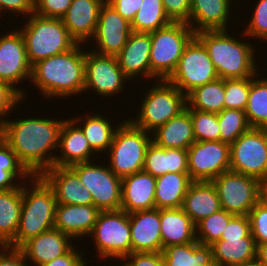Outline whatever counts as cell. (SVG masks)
Returning a JSON list of instances; mask_svg holds the SVG:
<instances>
[{
    "label": "cell",
    "instance_id": "obj_34",
    "mask_svg": "<svg viewBox=\"0 0 267 266\" xmlns=\"http://www.w3.org/2000/svg\"><path fill=\"white\" fill-rule=\"evenodd\" d=\"M164 266H205L213 261L211 246L198 241L163 248Z\"/></svg>",
    "mask_w": 267,
    "mask_h": 266
},
{
    "label": "cell",
    "instance_id": "obj_10",
    "mask_svg": "<svg viewBox=\"0 0 267 266\" xmlns=\"http://www.w3.org/2000/svg\"><path fill=\"white\" fill-rule=\"evenodd\" d=\"M230 171L267 183V129L250 127L230 144Z\"/></svg>",
    "mask_w": 267,
    "mask_h": 266
},
{
    "label": "cell",
    "instance_id": "obj_9",
    "mask_svg": "<svg viewBox=\"0 0 267 266\" xmlns=\"http://www.w3.org/2000/svg\"><path fill=\"white\" fill-rule=\"evenodd\" d=\"M89 237L99 261L109 258L119 262L131 254L129 214L122 209L101 211Z\"/></svg>",
    "mask_w": 267,
    "mask_h": 266
},
{
    "label": "cell",
    "instance_id": "obj_60",
    "mask_svg": "<svg viewBox=\"0 0 267 266\" xmlns=\"http://www.w3.org/2000/svg\"><path fill=\"white\" fill-rule=\"evenodd\" d=\"M121 266H126L123 262L120 264ZM116 266H118V265H116Z\"/></svg>",
    "mask_w": 267,
    "mask_h": 266
},
{
    "label": "cell",
    "instance_id": "obj_17",
    "mask_svg": "<svg viewBox=\"0 0 267 266\" xmlns=\"http://www.w3.org/2000/svg\"><path fill=\"white\" fill-rule=\"evenodd\" d=\"M131 33V23L105 2L99 11L96 32L90 40L95 44L90 50L100 55L117 56Z\"/></svg>",
    "mask_w": 267,
    "mask_h": 266
},
{
    "label": "cell",
    "instance_id": "obj_5",
    "mask_svg": "<svg viewBox=\"0 0 267 266\" xmlns=\"http://www.w3.org/2000/svg\"><path fill=\"white\" fill-rule=\"evenodd\" d=\"M20 30L31 66L72 49L77 42L69 35L62 19L47 18L32 13Z\"/></svg>",
    "mask_w": 267,
    "mask_h": 266
},
{
    "label": "cell",
    "instance_id": "obj_55",
    "mask_svg": "<svg viewBox=\"0 0 267 266\" xmlns=\"http://www.w3.org/2000/svg\"><path fill=\"white\" fill-rule=\"evenodd\" d=\"M256 258L267 266V243L257 245Z\"/></svg>",
    "mask_w": 267,
    "mask_h": 266
},
{
    "label": "cell",
    "instance_id": "obj_30",
    "mask_svg": "<svg viewBox=\"0 0 267 266\" xmlns=\"http://www.w3.org/2000/svg\"><path fill=\"white\" fill-rule=\"evenodd\" d=\"M143 171L155 178L169 172L188 173L187 150L163 148L151 141L146 150Z\"/></svg>",
    "mask_w": 267,
    "mask_h": 266
},
{
    "label": "cell",
    "instance_id": "obj_27",
    "mask_svg": "<svg viewBox=\"0 0 267 266\" xmlns=\"http://www.w3.org/2000/svg\"><path fill=\"white\" fill-rule=\"evenodd\" d=\"M181 208L195 225L220 211V200L214 184L211 181H192Z\"/></svg>",
    "mask_w": 267,
    "mask_h": 266
},
{
    "label": "cell",
    "instance_id": "obj_54",
    "mask_svg": "<svg viewBox=\"0 0 267 266\" xmlns=\"http://www.w3.org/2000/svg\"><path fill=\"white\" fill-rule=\"evenodd\" d=\"M18 248H8L0 257V266H31Z\"/></svg>",
    "mask_w": 267,
    "mask_h": 266
},
{
    "label": "cell",
    "instance_id": "obj_52",
    "mask_svg": "<svg viewBox=\"0 0 267 266\" xmlns=\"http://www.w3.org/2000/svg\"><path fill=\"white\" fill-rule=\"evenodd\" d=\"M78 246L72 247L64 255L53 259L52 261L45 263L41 266H87V262L84 260L82 253L84 251L79 250ZM76 249V250H75Z\"/></svg>",
    "mask_w": 267,
    "mask_h": 266
},
{
    "label": "cell",
    "instance_id": "obj_32",
    "mask_svg": "<svg viewBox=\"0 0 267 266\" xmlns=\"http://www.w3.org/2000/svg\"><path fill=\"white\" fill-rule=\"evenodd\" d=\"M211 247L213 260L222 266H237L257 256V245L251 233L241 239H220Z\"/></svg>",
    "mask_w": 267,
    "mask_h": 266
},
{
    "label": "cell",
    "instance_id": "obj_50",
    "mask_svg": "<svg viewBox=\"0 0 267 266\" xmlns=\"http://www.w3.org/2000/svg\"><path fill=\"white\" fill-rule=\"evenodd\" d=\"M120 262L126 266H164L161 252H133Z\"/></svg>",
    "mask_w": 267,
    "mask_h": 266
},
{
    "label": "cell",
    "instance_id": "obj_20",
    "mask_svg": "<svg viewBox=\"0 0 267 266\" xmlns=\"http://www.w3.org/2000/svg\"><path fill=\"white\" fill-rule=\"evenodd\" d=\"M41 177L53 189L57 204L93 205V198L70 167L52 166Z\"/></svg>",
    "mask_w": 267,
    "mask_h": 266
},
{
    "label": "cell",
    "instance_id": "obj_1",
    "mask_svg": "<svg viewBox=\"0 0 267 266\" xmlns=\"http://www.w3.org/2000/svg\"><path fill=\"white\" fill-rule=\"evenodd\" d=\"M6 119L0 124V136L17 155L32 176H41L54 166L64 120L31 116ZM55 154V155H53Z\"/></svg>",
    "mask_w": 267,
    "mask_h": 266
},
{
    "label": "cell",
    "instance_id": "obj_7",
    "mask_svg": "<svg viewBox=\"0 0 267 266\" xmlns=\"http://www.w3.org/2000/svg\"><path fill=\"white\" fill-rule=\"evenodd\" d=\"M151 141V133L125 119L116 129L106 153L108 167L120 179L143 171L146 150Z\"/></svg>",
    "mask_w": 267,
    "mask_h": 266
},
{
    "label": "cell",
    "instance_id": "obj_23",
    "mask_svg": "<svg viewBox=\"0 0 267 266\" xmlns=\"http://www.w3.org/2000/svg\"><path fill=\"white\" fill-rule=\"evenodd\" d=\"M104 0H72L62 18L69 35L80 44H86L95 35L99 11Z\"/></svg>",
    "mask_w": 267,
    "mask_h": 266
},
{
    "label": "cell",
    "instance_id": "obj_53",
    "mask_svg": "<svg viewBox=\"0 0 267 266\" xmlns=\"http://www.w3.org/2000/svg\"><path fill=\"white\" fill-rule=\"evenodd\" d=\"M143 0H108L117 13L130 23L135 17L137 11L141 8Z\"/></svg>",
    "mask_w": 267,
    "mask_h": 266
},
{
    "label": "cell",
    "instance_id": "obj_6",
    "mask_svg": "<svg viewBox=\"0 0 267 266\" xmlns=\"http://www.w3.org/2000/svg\"><path fill=\"white\" fill-rule=\"evenodd\" d=\"M146 91L139 112L128 120L138 128L152 133L186 108V95L167 80H157ZM132 118V119H131Z\"/></svg>",
    "mask_w": 267,
    "mask_h": 266
},
{
    "label": "cell",
    "instance_id": "obj_59",
    "mask_svg": "<svg viewBox=\"0 0 267 266\" xmlns=\"http://www.w3.org/2000/svg\"><path fill=\"white\" fill-rule=\"evenodd\" d=\"M205 266H222V265H220L217 261L213 260L212 262H210L209 264Z\"/></svg>",
    "mask_w": 267,
    "mask_h": 266
},
{
    "label": "cell",
    "instance_id": "obj_22",
    "mask_svg": "<svg viewBox=\"0 0 267 266\" xmlns=\"http://www.w3.org/2000/svg\"><path fill=\"white\" fill-rule=\"evenodd\" d=\"M131 253L162 252L160 209L136 211L129 214Z\"/></svg>",
    "mask_w": 267,
    "mask_h": 266
},
{
    "label": "cell",
    "instance_id": "obj_51",
    "mask_svg": "<svg viewBox=\"0 0 267 266\" xmlns=\"http://www.w3.org/2000/svg\"><path fill=\"white\" fill-rule=\"evenodd\" d=\"M34 8L35 0H0V15L5 11L6 14L10 12L28 17L34 13Z\"/></svg>",
    "mask_w": 267,
    "mask_h": 266
},
{
    "label": "cell",
    "instance_id": "obj_29",
    "mask_svg": "<svg viewBox=\"0 0 267 266\" xmlns=\"http://www.w3.org/2000/svg\"><path fill=\"white\" fill-rule=\"evenodd\" d=\"M163 248L197 241L196 226L182 208L160 209Z\"/></svg>",
    "mask_w": 267,
    "mask_h": 266
},
{
    "label": "cell",
    "instance_id": "obj_11",
    "mask_svg": "<svg viewBox=\"0 0 267 266\" xmlns=\"http://www.w3.org/2000/svg\"><path fill=\"white\" fill-rule=\"evenodd\" d=\"M217 78L219 77L206 47L194 36L186 45L175 70L167 81L187 96L195 88Z\"/></svg>",
    "mask_w": 267,
    "mask_h": 266
},
{
    "label": "cell",
    "instance_id": "obj_3",
    "mask_svg": "<svg viewBox=\"0 0 267 266\" xmlns=\"http://www.w3.org/2000/svg\"><path fill=\"white\" fill-rule=\"evenodd\" d=\"M229 30L201 31L195 36L206 47L218 77L243 79L255 76L259 71L253 44L231 37ZM256 54V55H255ZM258 70V71H257Z\"/></svg>",
    "mask_w": 267,
    "mask_h": 266
},
{
    "label": "cell",
    "instance_id": "obj_38",
    "mask_svg": "<svg viewBox=\"0 0 267 266\" xmlns=\"http://www.w3.org/2000/svg\"><path fill=\"white\" fill-rule=\"evenodd\" d=\"M20 178L21 180H19ZM31 178L32 175L20 163L17 155L0 136V190L17 188L20 183H25Z\"/></svg>",
    "mask_w": 267,
    "mask_h": 266
},
{
    "label": "cell",
    "instance_id": "obj_37",
    "mask_svg": "<svg viewBox=\"0 0 267 266\" xmlns=\"http://www.w3.org/2000/svg\"><path fill=\"white\" fill-rule=\"evenodd\" d=\"M258 75L251 77L245 114L250 127L267 129V76Z\"/></svg>",
    "mask_w": 267,
    "mask_h": 266
},
{
    "label": "cell",
    "instance_id": "obj_13",
    "mask_svg": "<svg viewBox=\"0 0 267 266\" xmlns=\"http://www.w3.org/2000/svg\"><path fill=\"white\" fill-rule=\"evenodd\" d=\"M93 162L78 163L70 168L79 176L81 185L91 193L96 208L100 211L121 209L122 179L105 162L103 166Z\"/></svg>",
    "mask_w": 267,
    "mask_h": 266
},
{
    "label": "cell",
    "instance_id": "obj_48",
    "mask_svg": "<svg viewBox=\"0 0 267 266\" xmlns=\"http://www.w3.org/2000/svg\"><path fill=\"white\" fill-rule=\"evenodd\" d=\"M251 233L248 215H234L228 222L220 239H241Z\"/></svg>",
    "mask_w": 267,
    "mask_h": 266
},
{
    "label": "cell",
    "instance_id": "obj_31",
    "mask_svg": "<svg viewBox=\"0 0 267 266\" xmlns=\"http://www.w3.org/2000/svg\"><path fill=\"white\" fill-rule=\"evenodd\" d=\"M100 114L92 112L89 115L87 113L86 116H73L72 118L81 127L90 147L97 155L104 152L107 153L112 144L116 129L122 123L120 121L118 125H113L114 122L107 119L108 117L104 114Z\"/></svg>",
    "mask_w": 267,
    "mask_h": 266
},
{
    "label": "cell",
    "instance_id": "obj_35",
    "mask_svg": "<svg viewBox=\"0 0 267 266\" xmlns=\"http://www.w3.org/2000/svg\"><path fill=\"white\" fill-rule=\"evenodd\" d=\"M23 183L17 188L0 190V238L8 243L16 236L22 207Z\"/></svg>",
    "mask_w": 267,
    "mask_h": 266
},
{
    "label": "cell",
    "instance_id": "obj_58",
    "mask_svg": "<svg viewBox=\"0 0 267 266\" xmlns=\"http://www.w3.org/2000/svg\"><path fill=\"white\" fill-rule=\"evenodd\" d=\"M262 199L267 204V183H263V187H262Z\"/></svg>",
    "mask_w": 267,
    "mask_h": 266
},
{
    "label": "cell",
    "instance_id": "obj_56",
    "mask_svg": "<svg viewBox=\"0 0 267 266\" xmlns=\"http://www.w3.org/2000/svg\"><path fill=\"white\" fill-rule=\"evenodd\" d=\"M237 266H266L264 263L260 262L257 258L250 260L248 262H245L243 264L237 265Z\"/></svg>",
    "mask_w": 267,
    "mask_h": 266
},
{
    "label": "cell",
    "instance_id": "obj_44",
    "mask_svg": "<svg viewBox=\"0 0 267 266\" xmlns=\"http://www.w3.org/2000/svg\"><path fill=\"white\" fill-rule=\"evenodd\" d=\"M256 3V7L254 6V10L251 19L245 27V31H241L240 33H244L246 36L244 38L252 39L255 38L261 40L262 42L267 41V0H259ZM248 36V37H247ZM251 37V38H250ZM265 39V40H264ZM267 43V42H266Z\"/></svg>",
    "mask_w": 267,
    "mask_h": 266
},
{
    "label": "cell",
    "instance_id": "obj_12",
    "mask_svg": "<svg viewBox=\"0 0 267 266\" xmlns=\"http://www.w3.org/2000/svg\"><path fill=\"white\" fill-rule=\"evenodd\" d=\"M221 209L233 215H248L262 199L263 183L252 176L227 171L211 181Z\"/></svg>",
    "mask_w": 267,
    "mask_h": 266
},
{
    "label": "cell",
    "instance_id": "obj_40",
    "mask_svg": "<svg viewBox=\"0 0 267 266\" xmlns=\"http://www.w3.org/2000/svg\"><path fill=\"white\" fill-rule=\"evenodd\" d=\"M234 215L221 209L202 219L196 226V240L202 245L211 246L220 240L229 220Z\"/></svg>",
    "mask_w": 267,
    "mask_h": 266
},
{
    "label": "cell",
    "instance_id": "obj_36",
    "mask_svg": "<svg viewBox=\"0 0 267 266\" xmlns=\"http://www.w3.org/2000/svg\"><path fill=\"white\" fill-rule=\"evenodd\" d=\"M225 79L217 78L199 86L186 96L189 109L219 113L224 109Z\"/></svg>",
    "mask_w": 267,
    "mask_h": 266
},
{
    "label": "cell",
    "instance_id": "obj_39",
    "mask_svg": "<svg viewBox=\"0 0 267 266\" xmlns=\"http://www.w3.org/2000/svg\"><path fill=\"white\" fill-rule=\"evenodd\" d=\"M171 22L164 11L162 0H143L131 22V29L136 33H151Z\"/></svg>",
    "mask_w": 267,
    "mask_h": 266
},
{
    "label": "cell",
    "instance_id": "obj_15",
    "mask_svg": "<svg viewBox=\"0 0 267 266\" xmlns=\"http://www.w3.org/2000/svg\"><path fill=\"white\" fill-rule=\"evenodd\" d=\"M188 173L192 181H212L230 171V144L195 141L188 149Z\"/></svg>",
    "mask_w": 267,
    "mask_h": 266
},
{
    "label": "cell",
    "instance_id": "obj_43",
    "mask_svg": "<svg viewBox=\"0 0 267 266\" xmlns=\"http://www.w3.org/2000/svg\"><path fill=\"white\" fill-rule=\"evenodd\" d=\"M251 77L243 79H225L224 109L245 111L248 103Z\"/></svg>",
    "mask_w": 267,
    "mask_h": 266
},
{
    "label": "cell",
    "instance_id": "obj_21",
    "mask_svg": "<svg viewBox=\"0 0 267 266\" xmlns=\"http://www.w3.org/2000/svg\"><path fill=\"white\" fill-rule=\"evenodd\" d=\"M72 241L70 236L53 228L27 240L18 249L32 266H41L67 253L74 245Z\"/></svg>",
    "mask_w": 267,
    "mask_h": 266
},
{
    "label": "cell",
    "instance_id": "obj_19",
    "mask_svg": "<svg viewBox=\"0 0 267 266\" xmlns=\"http://www.w3.org/2000/svg\"><path fill=\"white\" fill-rule=\"evenodd\" d=\"M150 51V33L132 32L129 35L126 45L116 58L119 67L130 81L143 76L142 79L151 80Z\"/></svg>",
    "mask_w": 267,
    "mask_h": 266
},
{
    "label": "cell",
    "instance_id": "obj_42",
    "mask_svg": "<svg viewBox=\"0 0 267 266\" xmlns=\"http://www.w3.org/2000/svg\"><path fill=\"white\" fill-rule=\"evenodd\" d=\"M196 141H220L217 113L190 109Z\"/></svg>",
    "mask_w": 267,
    "mask_h": 266
},
{
    "label": "cell",
    "instance_id": "obj_46",
    "mask_svg": "<svg viewBox=\"0 0 267 266\" xmlns=\"http://www.w3.org/2000/svg\"><path fill=\"white\" fill-rule=\"evenodd\" d=\"M23 100V95L10 83L0 81V124L6 120V117H11V113Z\"/></svg>",
    "mask_w": 267,
    "mask_h": 266
},
{
    "label": "cell",
    "instance_id": "obj_41",
    "mask_svg": "<svg viewBox=\"0 0 267 266\" xmlns=\"http://www.w3.org/2000/svg\"><path fill=\"white\" fill-rule=\"evenodd\" d=\"M220 141L232 144L241 134L246 132L248 124L245 111L237 109H223L217 113Z\"/></svg>",
    "mask_w": 267,
    "mask_h": 266
},
{
    "label": "cell",
    "instance_id": "obj_49",
    "mask_svg": "<svg viewBox=\"0 0 267 266\" xmlns=\"http://www.w3.org/2000/svg\"><path fill=\"white\" fill-rule=\"evenodd\" d=\"M166 15L172 22L189 21L192 0H162Z\"/></svg>",
    "mask_w": 267,
    "mask_h": 266
},
{
    "label": "cell",
    "instance_id": "obj_4",
    "mask_svg": "<svg viewBox=\"0 0 267 266\" xmlns=\"http://www.w3.org/2000/svg\"><path fill=\"white\" fill-rule=\"evenodd\" d=\"M29 181L23 183L19 225L16 236L9 242L10 248H19L27 240L54 228L57 202L53 189L41 176H32Z\"/></svg>",
    "mask_w": 267,
    "mask_h": 266
},
{
    "label": "cell",
    "instance_id": "obj_25",
    "mask_svg": "<svg viewBox=\"0 0 267 266\" xmlns=\"http://www.w3.org/2000/svg\"><path fill=\"white\" fill-rule=\"evenodd\" d=\"M100 212L94 205L57 204L54 228L75 241L83 240L91 234Z\"/></svg>",
    "mask_w": 267,
    "mask_h": 266
},
{
    "label": "cell",
    "instance_id": "obj_26",
    "mask_svg": "<svg viewBox=\"0 0 267 266\" xmlns=\"http://www.w3.org/2000/svg\"><path fill=\"white\" fill-rule=\"evenodd\" d=\"M156 178L140 171L122 179L121 209L128 214L155 209Z\"/></svg>",
    "mask_w": 267,
    "mask_h": 266
},
{
    "label": "cell",
    "instance_id": "obj_24",
    "mask_svg": "<svg viewBox=\"0 0 267 266\" xmlns=\"http://www.w3.org/2000/svg\"><path fill=\"white\" fill-rule=\"evenodd\" d=\"M232 2L235 0H192L187 23L195 34L201 31L229 30L233 17H230Z\"/></svg>",
    "mask_w": 267,
    "mask_h": 266
},
{
    "label": "cell",
    "instance_id": "obj_2",
    "mask_svg": "<svg viewBox=\"0 0 267 266\" xmlns=\"http://www.w3.org/2000/svg\"><path fill=\"white\" fill-rule=\"evenodd\" d=\"M77 43L67 52L38 61L31 66L30 83L50 102L84 94L85 49Z\"/></svg>",
    "mask_w": 267,
    "mask_h": 266
},
{
    "label": "cell",
    "instance_id": "obj_33",
    "mask_svg": "<svg viewBox=\"0 0 267 266\" xmlns=\"http://www.w3.org/2000/svg\"><path fill=\"white\" fill-rule=\"evenodd\" d=\"M191 182L189 173L169 172L157 177L155 208H181Z\"/></svg>",
    "mask_w": 267,
    "mask_h": 266
},
{
    "label": "cell",
    "instance_id": "obj_8",
    "mask_svg": "<svg viewBox=\"0 0 267 266\" xmlns=\"http://www.w3.org/2000/svg\"><path fill=\"white\" fill-rule=\"evenodd\" d=\"M150 34L151 79L154 81L167 80L195 33L188 23L171 22Z\"/></svg>",
    "mask_w": 267,
    "mask_h": 266
},
{
    "label": "cell",
    "instance_id": "obj_47",
    "mask_svg": "<svg viewBox=\"0 0 267 266\" xmlns=\"http://www.w3.org/2000/svg\"><path fill=\"white\" fill-rule=\"evenodd\" d=\"M71 3L72 0H35L34 13L42 17L62 19Z\"/></svg>",
    "mask_w": 267,
    "mask_h": 266
},
{
    "label": "cell",
    "instance_id": "obj_14",
    "mask_svg": "<svg viewBox=\"0 0 267 266\" xmlns=\"http://www.w3.org/2000/svg\"><path fill=\"white\" fill-rule=\"evenodd\" d=\"M128 81L130 83L119 67L116 56L100 55L85 48V93L95 90L98 97L111 98L123 93Z\"/></svg>",
    "mask_w": 267,
    "mask_h": 266
},
{
    "label": "cell",
    "instance_id": "obj_28",
    "mask_svg": "<svg viewBox=\"0 0 267 266\" xmlns=\"http://www.w3.org/2000/svg\"><path fill=\"white\" fill-rule=\"evenodd\" d=\"M152 141L163 148L187 150L195 141L190 109L186 108L151 133Z\"/></svg>",
    "mask_w": 267,
    "mask_h": 266
},
{
    "label": "cell",
    "instance_id": "obj_18",
    "mask_svg": "<svg viewBox=\"0 0 267 266\" xmlns=\"http://www.w3.org/2000/svg\"><path fill=\"white\" fill-rule=\"evenodd\" d=\"M58 147L60 155L55 156L54 166L71 167L78 163L95 161L93 158L96 153L90 147L81 127L72 118L64 119Z\"/></svg>",
    "mask_w": 267,
    "mask_h": 266
},
{
    "label": "cell",
    "instance_id": "obj_57",
    "mask_svg": "<svg viewBox=\"0 0 267 266\" xmlns=\"http://www.w3.org/2000/svg\"><path fill=\"white\" fill-rule=\"evenodd\" d=\"M9 248V243L3 238H0V257Z\"/></svg>",
    "mask_w": 267,
    "mask_h": 266
},
{
    "label": "cell",
    "instance_id": "obj_45",
    "mask_svg": "<svg viewBox=\"0 0 267 266\" xmlns=\"http://www.w3.org/2000/svg\"><path fill=\"white\" fill-rule=\"evenodd\" d=\"M256 245L267 243V204L261 199L248 214Z\"/></svg>",
    "mask_w": 267,
    "mask_h": 266
},
{
    "label": "cell",
    "instance_id": "obj_16",
    "mask_svg": "<svg viewBox=\"0 0 267 266\" xmlns=\"http://www.w3.org/2000/svg\"><path fill=\"white\" fill-rule=\"evenodd\" d=\"M17 29V30H16ZM0 37V81L10 83L25 98L27 95L21 83L30 81L31 64L27 58L24 38L18 28ZM29 80V81H28ZM20 84V85H19ZM17 85V86H16ZM25 94V95H24Z\"/></svg>",
    "mask_w": 267,
    "mask_h": 266
}]
</instances>
